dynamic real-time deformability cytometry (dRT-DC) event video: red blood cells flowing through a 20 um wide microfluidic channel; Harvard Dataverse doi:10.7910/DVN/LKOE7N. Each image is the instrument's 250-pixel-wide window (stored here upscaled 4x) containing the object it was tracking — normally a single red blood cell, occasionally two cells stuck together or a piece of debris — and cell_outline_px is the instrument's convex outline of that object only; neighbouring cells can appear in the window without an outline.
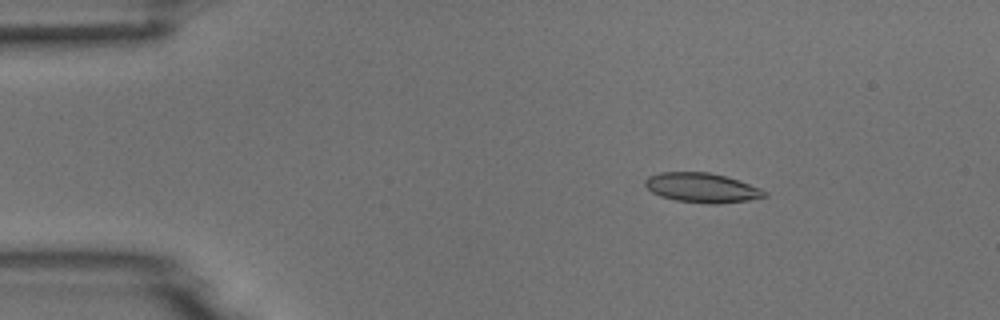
{"species": "common noctule bat (a hibernating species)", "species_latin": "Nyctalus noctula", "temperature_condition": "room temperature", "stored_images_in_passage": 53, "camera_frame_rate_fps": 3000, "um_per_image_px": 0.085, "animal": {"sex": "male", "body_mass_g": 18.8}, "frame": {"image": 1, "passage_image": 8, "time_ms": 2.333, "image_size_px": [1000, 320], "cell_outline_px": [[768, 196], [748, 200], [720, 204], [708, 204], [676, 200], [660, 196], [652, 192], [644, 184], [644, 180], [648, 176], [660, 172], [708, 172], [740, 180], [760, 188], [768, 192]], "centroid_in_image_um": [59.68, 15.96], "position_along_channel_um": 25.3, "area_um2": 20.69}}
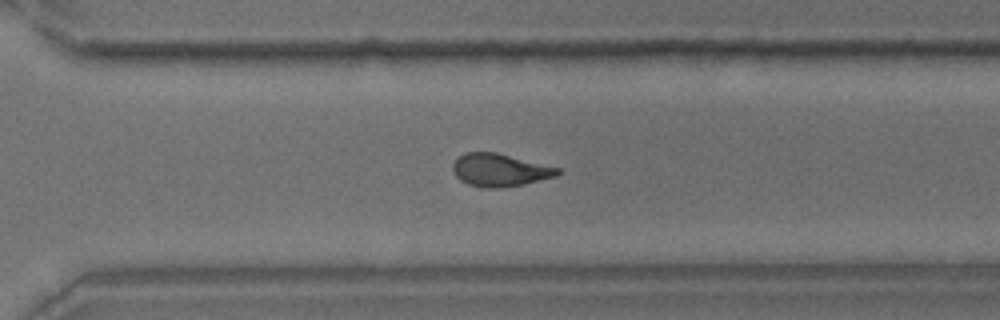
{"frame": {"image": 2, "passage_image": 37, "time_ms": 12.0, "image_size_px": [1000, 320], "cell_outline_px": [[560, 172], [556, 176], [524, 184], [500, 188], [484, 188], [468, 184], [460, 180], [452, 172], [452, 164], [464, 152], [496, 152], [560, 168]], "centroid_in_image_um": [42.46, 14.46], "position_along_channel_um": 328.1, "area_um2": 20.0}}
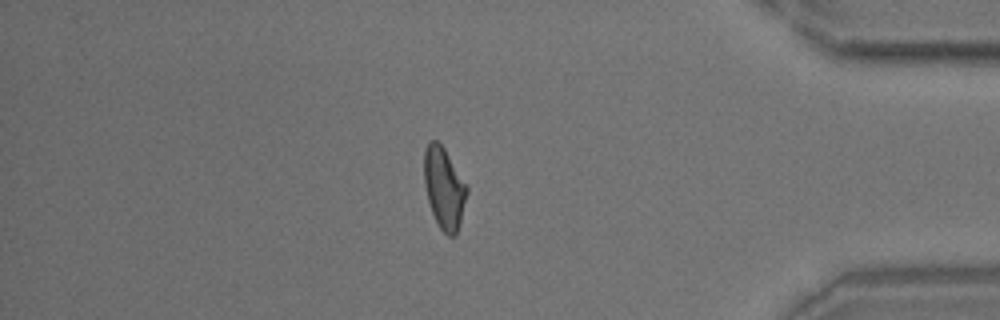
{"frame": {"image": 3, "passage_image": 45, "time_ms": 14.667, "image_size_px": [1000, 320], "cell_outline_px": [[468, 192], [456, 236], [448, 236], [440, 228], [432, 212], [428, 200], [424, 184], [424, 152], [428, 140], [436, 140], [444, 148], [468, 184]], "centroid_in_image_um": [37.76, 15.96], "position_along_channel_um": 397.4, "area_um2": 20.4}}